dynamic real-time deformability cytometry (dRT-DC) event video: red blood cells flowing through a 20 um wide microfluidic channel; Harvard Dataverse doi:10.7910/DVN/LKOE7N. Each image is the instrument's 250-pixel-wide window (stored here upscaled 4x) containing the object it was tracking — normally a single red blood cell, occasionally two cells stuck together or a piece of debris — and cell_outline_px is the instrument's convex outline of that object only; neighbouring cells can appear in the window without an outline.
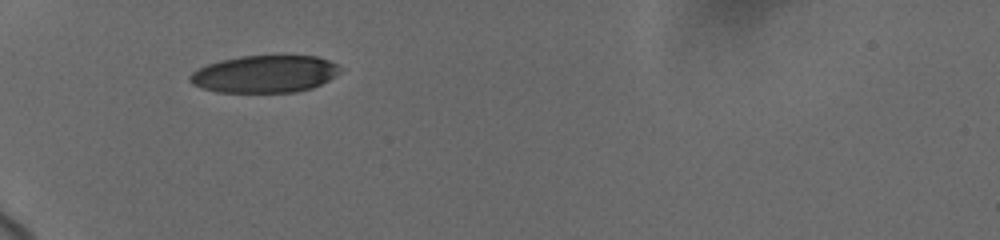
{"species": "human", "species_latin": "Homo sapiens", "temperature_condition": "cold", "stored_images_in_passage": 14, "camera_frame_rate_fps": 3000, "um_per_image_px": 0.085, "donor": {"sex": "female"}, "frame": {"image": 1, "passage_image": 1, "time_ms": 0.0, "image_size_px": [1000, 240], "cell_outline_px": [[340, 72], [336, 76], [312, 88], [296, 92], [216, 92], [200, 88], [192, 84], [188, 80], [188, 76], [192, 72], [208, 64], [220, 60], [240, 56], [316, 56], [328, 60], [336, 64], [340, 68]], "centroid_in_image_um": [22.47, 6.3], "position_along_channel_um": 62.5, "area_um2": 32.66}}
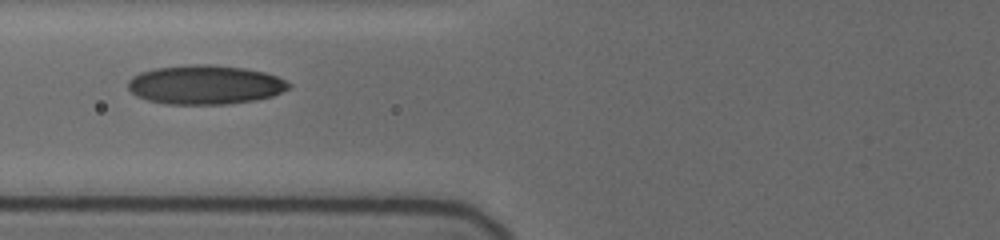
{"frame": {"image": 2, "passage_image": 8, "time_ms": 1.667, "image_size_px": [1000, 240], "cell_outline_px": [[292, 88], [272, 96], [256, 100], [228, 104], [164, 104], [148, 100], [136, 96], [128, 88], [128, 80], [132, 76], [140, 72], [156, 68], [188, 64], [212, 64], [244, 68], [264, 72], [276, 76], [292, 84]], "centroid_in_image_um": [17.44, 7.2], "position_along_channel_um": 108.4, "area_um2": 36.93}}
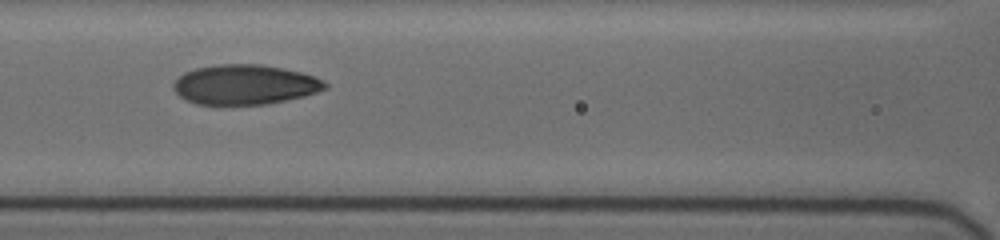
{"frame": {"image": 3, "passage_image": 13, "time_ms": 2.667, "image_size_px": [1000, 240], "cell_outline_px": [[328, 88], [304, 96], [264, 104], [196, 104], [184, 100], [172, 88], [172, 84], [184, 72], [196, 68], [216, 64], [260, 64], [300, 72], [316, 76], [324, 80], [328, 84]], "centroid_in_image_um": [20.8, 7.18], "position_along_channel_um": 145.8, "area_um2": 35.14}}